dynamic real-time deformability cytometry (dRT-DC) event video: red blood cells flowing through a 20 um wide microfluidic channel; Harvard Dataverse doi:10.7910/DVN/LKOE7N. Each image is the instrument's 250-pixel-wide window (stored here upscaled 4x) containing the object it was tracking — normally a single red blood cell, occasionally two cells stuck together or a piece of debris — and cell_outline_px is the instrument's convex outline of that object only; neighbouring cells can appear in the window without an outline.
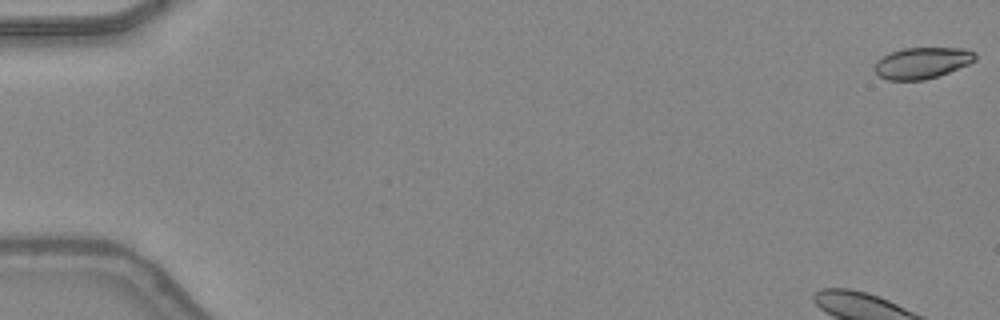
{"species": "common noctule bat (a hibernating species)", "species_latin": "Nyctalus noctula", "temperature_condition": "warm", "stored_images_in_passage": 49, "camera_frame_rate_fps": 3000, "um_per_image_px": 0.085, "animal": {"sex": "female", "body_mass_g": 24.6, "forearm_length_mm": 56.2}, "frame": {"image": 1, "passage_image": 1, "time_ms": 0.0, "image_size_px": [1000, 320], "cell_outline_px": [[976, 60], [968, 64], [948, 72], [924, 80], [888, 80], [880, 76], [876, 72], [876, 60], [892, 52], [904, 48], [960, 48], [976, 52]], "centroid_in_image_um": [78.4, 5.34], "position_along_channel_um": 6.6, "area_um2": 18.03}, "authors_computed_cell_mechanics": {"area_um2": 20.808, "velocity_mm_per_s": 4.2809, "shape_relaxation_time_tau1_ms": 1.5512, "shape_relaxation_time_tau2_ms": 4.8305, "deformation_change_tau1": 0.082, "deformation_change_tau2": 0.1328}}